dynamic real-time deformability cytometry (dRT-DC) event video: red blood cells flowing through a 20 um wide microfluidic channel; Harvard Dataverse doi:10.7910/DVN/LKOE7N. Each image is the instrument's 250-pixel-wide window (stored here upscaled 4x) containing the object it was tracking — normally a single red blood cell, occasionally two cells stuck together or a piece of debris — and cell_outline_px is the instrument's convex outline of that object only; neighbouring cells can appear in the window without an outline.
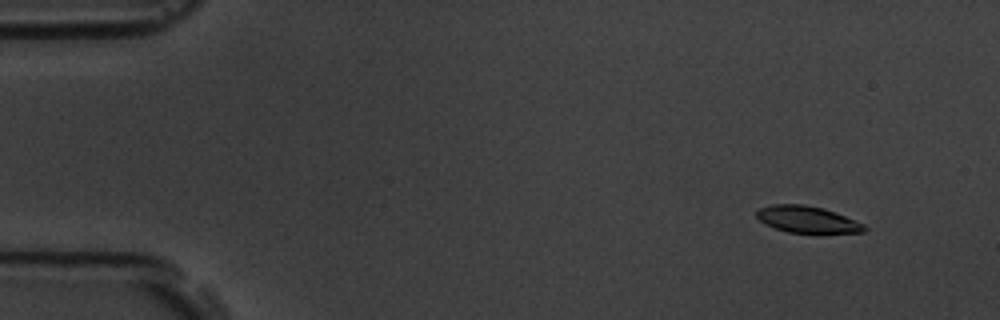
{"species": "common noctule bat (a hibernating species)", "species_latin": "Nyctalus noctula", "temperature_condition": "room temperature", "stored_images_in_passage": 5, "camera_frame_rate_fps": 3000, "um_per_image_px": 0.085, "animal": {"sex": "male", "body_mass_g": 19.5, "forearm_length_mm": 54.6}, "frame": {"image": 1, "passage_image": 1, "time_ms": 0.0, "image_size_px": [1000, 320], "cell_outline_px": [[868, 228], [864, 232], [788, 232], [764, 224], [756, 216], [756, 212], [760, 208], [772, 204], [804, 204], [824, 208], [864, 224]], "centroid_in_image_um": [68.59, 18.63], "position_along_channel_um": 16.4, "area_um2": 16.47}}